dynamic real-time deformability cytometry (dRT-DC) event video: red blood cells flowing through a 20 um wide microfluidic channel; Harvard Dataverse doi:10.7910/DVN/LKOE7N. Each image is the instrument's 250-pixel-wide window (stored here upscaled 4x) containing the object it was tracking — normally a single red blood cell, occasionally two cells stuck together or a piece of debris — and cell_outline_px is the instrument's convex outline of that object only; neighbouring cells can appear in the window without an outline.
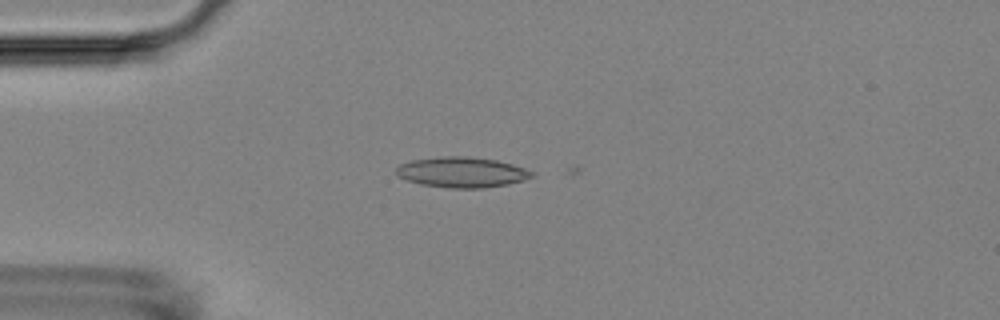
{"species": "Egyptian fruit bat (a non-hibernating species)", "species_latin": "Rousettus aegyptiacus", "temperature_condition": "room temperature", "stored_images_in_passage": 5, "camera_frame_rate_fps": 3000, "um_per_image_px": 0.085, "animal": {"sex": "female"}, "frame": {"image": 1, "passage_image": 3, "time_ms": 2.333, "image_size_px": [1000, 320], "cell_outline_px": [[536, 176], [524, 180], [508, 184], [484, 188], [452, 188], [420, 184], [408, 180], [400, 176], [396, 172], [396, 168], [400, 164], [412, 160], [444, 156], [464, 156], [496, 160], [512, 164], [536, 172]], "centroid_in_image_um": [39.31, 14.64], "position_along_channel_um": 45.7, "area_um2": 23.99}}